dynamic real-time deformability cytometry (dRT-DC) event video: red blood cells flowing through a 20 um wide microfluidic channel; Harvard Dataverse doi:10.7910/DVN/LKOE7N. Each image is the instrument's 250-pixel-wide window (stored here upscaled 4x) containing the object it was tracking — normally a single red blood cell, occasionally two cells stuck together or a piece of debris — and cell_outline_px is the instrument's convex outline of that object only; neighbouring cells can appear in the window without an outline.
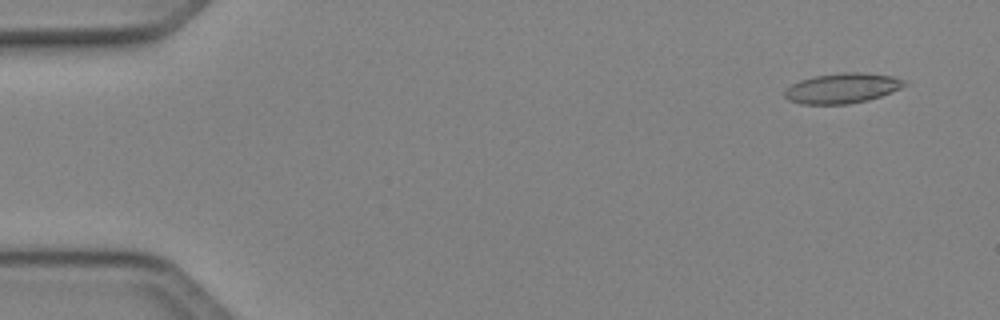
{"species": "Egyptian fruit bat (a non-hibernating species)", "species_latin": "Rousettus aegyptiacus", "temperature_condition": "cold", "stored_images_in_passage": 50, "camera_frame_rate_fps": 3000, "um_per_image_px": 0.085, "animal": {"sex": "female"}, "frame": {"image": 1, "passage_image": 4, "time_ms": 1.0, "image_size_px": [1000, 320], "cell_outline_px": [[908, 84], [892, 92], [868, 100], [848, 104], [800, 104], [788, 100], [784, 96], [784, 92], [792, 84], [800, 80], [816, 76], [844, 72], [860, 72], [892, 76], [904, 80]], "centroid_in_image_um": [71.59, 7.5], "position_along_channel_um": 13.4, "area_um2": 20.92}}
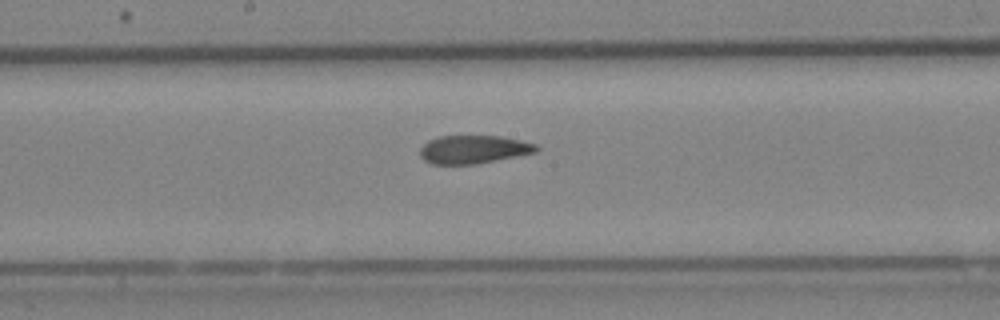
{"frame": {"image": 2, "passage_image": 27, "time_ms": 8.667, "image_size_px": [1000, 320], "cell_outline_px": [[540, 148], [536, 152], [476, 164], [432, 164], [424, 160], [420, 156], [420, 148], [428, 140], [440, 136], [500, 136], [520, 140], [536, 144]], "centroid_in_image_um": [40.24, 12.7], "position_along_channel_um": 208.0, "area_um2": 19.07}}
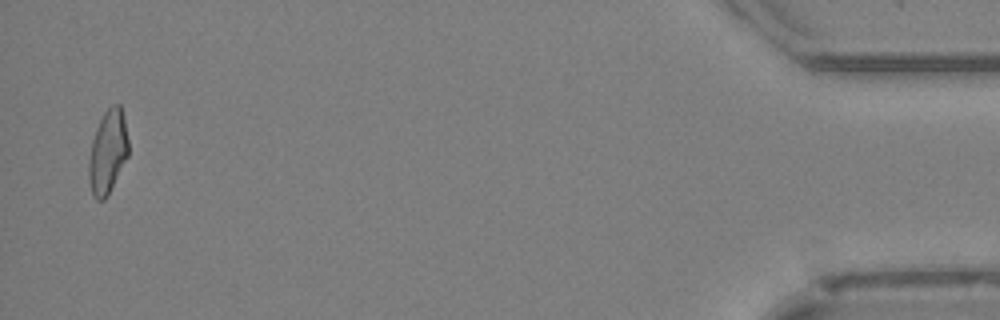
{"frame": {"image": 3, "passage_image": 49, "time_ms": 16.0, "image_size_px": [1000, 320], "cell_outline_px": [[128, 156], [108, 196], [104, 200], [96, 200], [92, 196], [88, 176], [88, 160], [92, 140], [96, 128], [104, 112], [112, 104], [120, 104], [124, 116], [128, 140]], "centroid_in_image_um": [9.15, 12.93], "position_along_channel_um": 426.0, "area_um2": 19.54}, "authors_computed_cell_mechanics": {"area_um2": 20.0277, "velocity_mm_per_s": 4.1396, "shape_relaxation_time_tau1_ms": null, "shape_relaxation_time_tau2_ms": 2.5252, "deformation_change_tau1": null, "deformation_change_tau2": 0.0891}}